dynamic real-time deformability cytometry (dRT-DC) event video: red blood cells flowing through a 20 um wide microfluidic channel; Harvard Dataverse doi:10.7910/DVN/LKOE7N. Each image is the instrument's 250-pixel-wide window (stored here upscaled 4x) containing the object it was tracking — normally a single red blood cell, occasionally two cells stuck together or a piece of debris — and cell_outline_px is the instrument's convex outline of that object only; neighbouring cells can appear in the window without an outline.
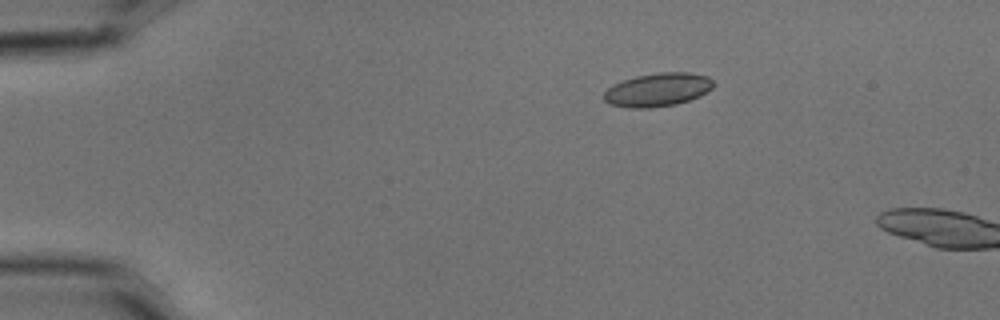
{"species": "common noctule bat (a hibernating species)", "species_latin": "Nyctalus noctula", "temperature_condition": "cold", "stored_images_in_passage": 4, "camera_frame_rate_fps": 3000, "um_per_image_px": 0.085, "animal": {"sex": "male", "body_mass_g": 15.6}, "frame": {"image": 1, "passage_image": 1, "time_ms": 0.0, "image_size_px": [1000, 320], "cell_outline_px": [[716, 84], [712, 88], [700, 96], [676, 104], [652, 108], [628, 108], [608, 104], [604, 100], [604, 92], [612, 84], [636, 76], [656, 72], [688, 72], [708, 76]], "centroid_in_image_um": [55.9, 7.63], "position_along_channel_um": 29.1, "area_um2": 21.56}}